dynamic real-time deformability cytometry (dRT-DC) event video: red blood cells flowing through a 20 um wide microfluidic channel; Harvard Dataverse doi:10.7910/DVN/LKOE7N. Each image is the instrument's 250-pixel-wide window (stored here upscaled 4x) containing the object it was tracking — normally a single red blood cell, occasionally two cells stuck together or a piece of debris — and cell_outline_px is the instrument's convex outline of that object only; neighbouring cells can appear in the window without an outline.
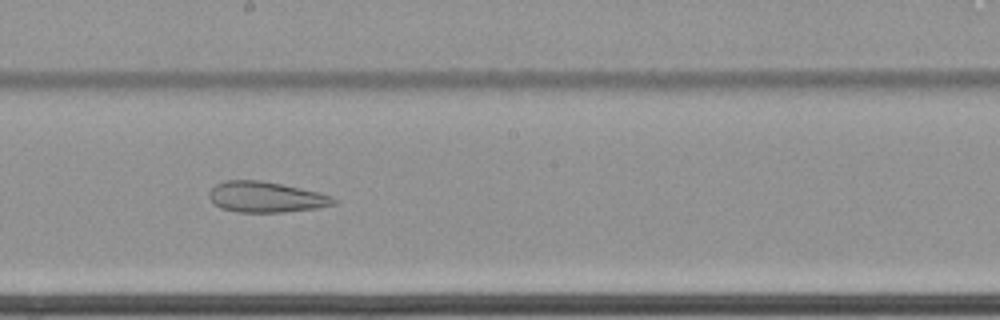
{"species": "common noctule bat (a hibernating species)", "species_latin": "Nyctalus noctula", "temperature_condition": "cold", "stored_images_in_passage": 64, "camera_frame_rate_fps": 3000, "um_per_image_px": 0.085, "animal": {"sex": "female", "body_mass_g": 22.7, "forearm_length_mm": 54.2}, "frame": {"image": 1, "passage_image": 39, "time_ms": 12.667, "image_size_px": [1000, 320], "cell_outline_px": [[336, 204], [316, 208], [284, 212], [236, 212], [220, 208], [208, 196], [208, 192], [216, 184], [224, 180], [260, 180], [280, 184], [316, 192], [332, 196], [336, 200]], "centroid_in_image_um": [22.56, 16.75], "position_along_channel_um": 225.6, "area_um2": 22.08}}
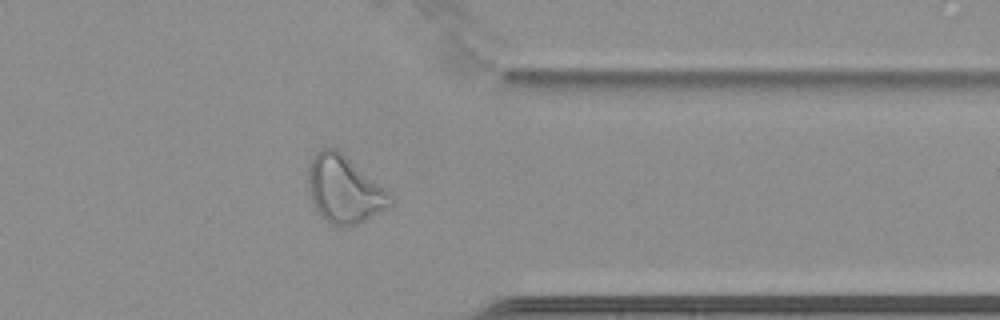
{"frame": {"image": 2, "passage_image": 53, "time_ms": 17.333, "image_size_px": [1000, 320], "cell_outline_px": [[392, 204], [364, 220], [356, 224], [332, 224], [320, 216], [312, 200], [308, 184], [308, 164], [316, 152], [320, 148], [336, 148], [388, 192], [392, 200]], "centroid_in_image_um": [29.2, 16.07], "position_along_channel_um": 382.2, "area_um2": 31.1}}
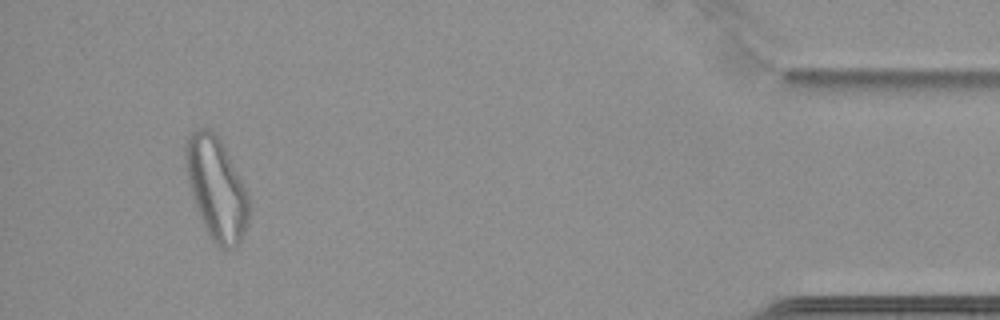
{"frame": {"image": 3, "passage_image": 61, "time_ms": 20.0, "image_size_px": [1000, 320], "cell_outline_px": [[248, 220], [244, 232], [240, 240], [232, 248], [220, 248], [212, 240], [200, 220], [188, 184], [184, 152], [184, 148], [188, 136], [196, 128], [208, 128], [220, 140], [248, 196]], "centroid_in_image_um": [18.34, 16.02], "position_along_channel_um": 416.9, "area_um2": 36.93}}